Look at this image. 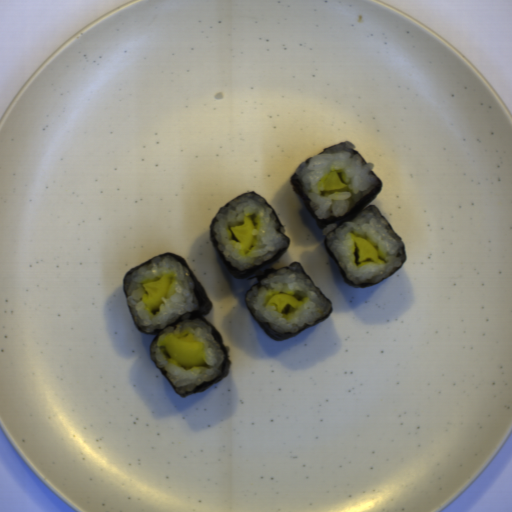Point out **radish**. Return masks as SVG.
I'll return each instance as SVG.
<instances>
[{"instance_id": "obj_1", "label": "radish", "mask_w": 512, "mask_h": 512, "mask_svg": "<svg viewBox=\"0 0 512 512\" xmlns=\"http://www.w3.org/2000/svg\"><path fill=\"white\" fill-rule=\"evenodd\" d=\"M166 352L170 358L186 368H194L204 365V343L184 342L175 334L168 335L165 342Z\"/></svg>"}, {"instance_id": "obj_2", "label": "radish", "mask_w": 512, "mask_h": 512, "mask_svg": "<svg viewBox=\"0 0 512 512\" xmlns=\"http://www.w3.org/2000/svg\"><path fill=\"white\" fill-rule=\"evenodd\" d=\"M144 295L142 302L149 311H156L163 303V298L167 296L171 288L170 275H163L157 281H151L143 284Z\"/></svg>"}, {"instance_id": "obj_3", "label": "radish", "mask_w": 512, "mask_h": 512, "mask_svg": "<svg viewBox=\"0 0 512 512\" xmlns=\"http://www.w3.org/2000/svg\"><path fill=\"white\" fill-rule=\"evenodd\" d=\"M229 229L237 241L248 249L251 248L254 238L255 224L248 215L244 217L241 225H233Z\"/></svg>"}, {"instance_id": "obj_4", "label": "radish", "mask_w": 512, "mask_h": 512, "mask_svg": "<svg viewBox=\"0 0 512 512\" xmlns=\"http://www.w3.org/2000/svg\"><path fill=\"white\" fill-rule=\"evenodd\" d=\"M357 247V262L363 263L366 260L378 261L379 254L376 248L366 239L361 236H356L354 239Z\"/></svg>"}, {"instance_id": "obj_5", "label": "radish", "mask_w": 512, "mask_h": 512, "mask_svg": "<svg viewBox=\"0 0 512 512\" xmlns=\"http://www.w3.org/2000/svg\"><path fill=\"white\" fill-rule=\"evenodd\" d=\"M266 304L275 305L277 311L281 312L286 305H289L291 308L294 309L297 308L298 301L297 298L280 292L275 293L273 296H271Z\"/></svg>"}, {"instance_id": "obj_6", "label": "radish", "mask_w": 512, "mask_h": 512, "mask_svg": "<svg viewBox=\"0 0 512 512\" xmlns=\"http://www.w3.org/2000/svg\"><path fill=\"white\" fill-rule=\"evenodd\" d=\"M345 184L341 181L337 172L332 171L326 177L321 189L323 191H336L345 188Z\"/></svg>"}]
</instances>
